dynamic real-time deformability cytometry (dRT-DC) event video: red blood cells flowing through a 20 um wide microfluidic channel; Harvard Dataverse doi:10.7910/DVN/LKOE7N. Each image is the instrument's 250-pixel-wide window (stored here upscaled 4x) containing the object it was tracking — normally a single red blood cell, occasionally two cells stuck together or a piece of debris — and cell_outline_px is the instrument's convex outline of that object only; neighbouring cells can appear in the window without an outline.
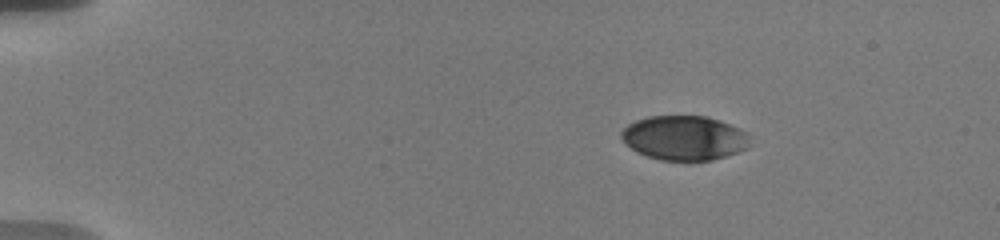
{"species": "human", "species_latin": "Homo sapiens", "temperature_condition": "warm", "stored_images_in_passage": 14, "camera_frame_rate_fps": 3000, "um_per_image_px": 0.085, "donor": {"sex": "male"}, "frame": {"image": 1, "passage_image": 1, "time_ms": 0.0, "image_size_px": [1000, 240], "cell_outline_px": [[748, 148], [712, 160], [660, 160], [636, 152], [620, 136], [620, 132], [628, 124], [636, 120], [648, 116], [704, 116], [720, 120], [740, 128], [748, 132]], "centroid_in_image_um": [58.16, 11.71], "position_along_channel_um": 26.8, "area_um2": 33.18}}
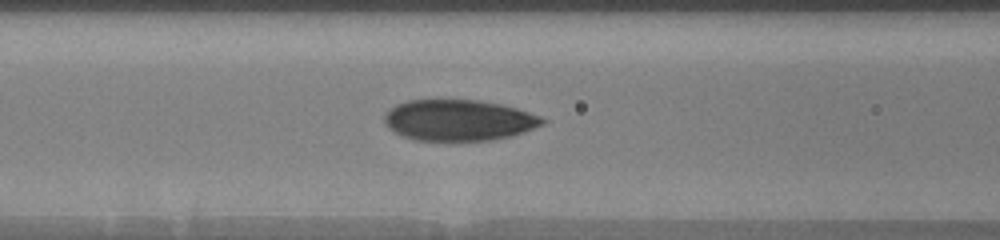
{"frame": {"image": 2, "passage_image": 8, "time_ms": 5.333, "image_size_px": [1000, 240], "cell_outline_px": [[544, 124], [524, 132], [512, 136], [492, 140], [416, 140], [404, 136], [388, 128], [384, 120], [384, 116], [396, 104], [408, 100], [476, 100], [500, 104], [516, 108], [540, 116], [544, 120]], "centroid_in_image_um": [39.0, 10.22], "position_along_channel_um": 127.6, "area_um2": 37.45}}
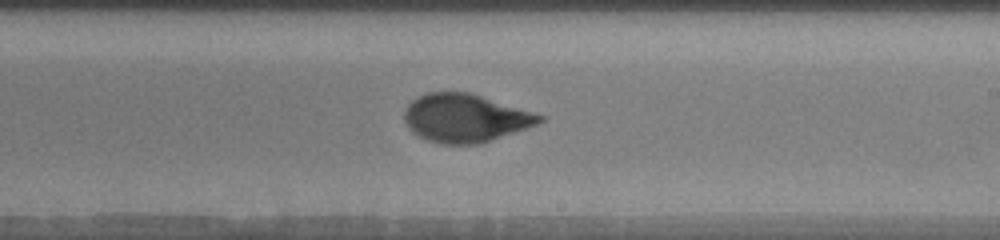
{"frame": {"image": 3, "passage_image": 14, "time_ms": 8.667, "image_size_px": [1000, 240], "cell_outline_px": [[544, 120], [536, 124], [476, 144], [440, 144], [428, 140], [412, 132], [408, 128], [404, 120], [404, 112], [408, 104], [416, 96], [424, 92], [468, 92], [532, 112], [544, 116]], "centroid_in_image_um": [39.45, 10.02], "position_along_channel_um": 249.5, "area_um2": 37.34}}